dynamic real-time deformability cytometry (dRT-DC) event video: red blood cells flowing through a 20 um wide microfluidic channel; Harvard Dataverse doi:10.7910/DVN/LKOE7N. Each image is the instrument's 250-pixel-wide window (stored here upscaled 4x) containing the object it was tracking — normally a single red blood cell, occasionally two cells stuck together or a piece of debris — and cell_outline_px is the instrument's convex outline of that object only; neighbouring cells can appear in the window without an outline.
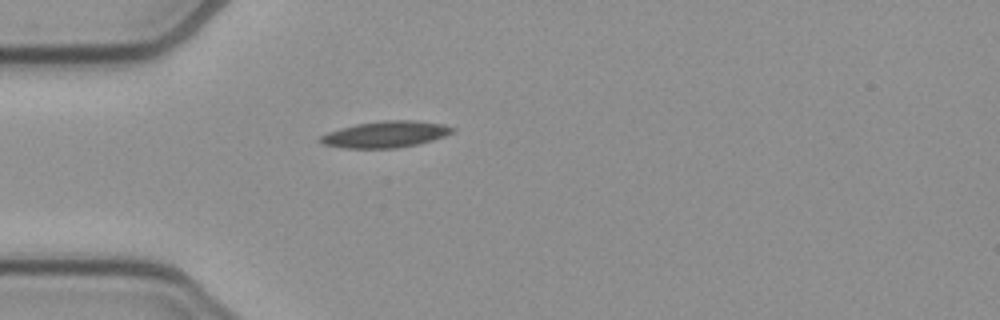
{"species": "common noctule bat (a hibernating species)", "species_latin": "Nyctalus noctula", "temperature_condition": "cold", "stored_images_in_passage": 39, "camera_frame_rate_fps": 3000, "um_per_image_px": 0.085, "animal": {"sex": "female", "body_mass_g": 21.9}, "frame": {"image": 1, "passage_image": 1, "time_ms": 0.0, "image_size_px": [1000, 320], "cell_outline_px": [[456, 128], [452, 132], [444, 136], [432, 140], [416, 144], [396, 148], [344, 148], [324, 144], [316, 140], [320, 136], [328, 132], [340, 128], [356, 124], [384, 120], [416, 120], [444, 124]], "centroid_in_image_um": [32.76, 11.41], "position_along_channel_um": 52.2, "area_um2": 20.29}}
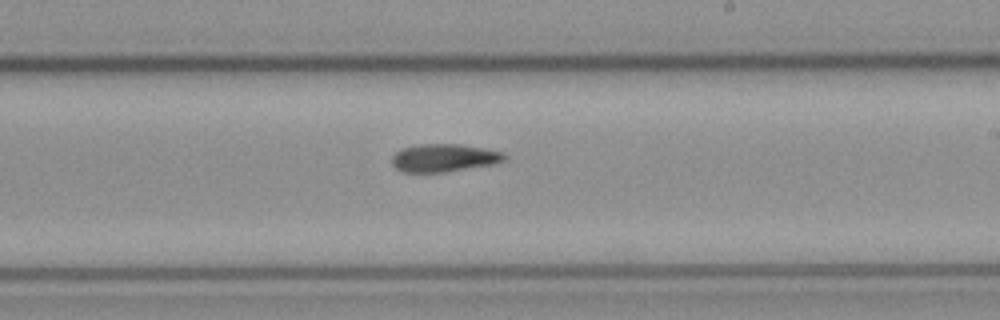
{"frame": {"image": 2, "passage_image": 17, "time_ms": 5.333, "image_size_px": [1000, 320], "cell_outline_px": [[508, 160], [496, 164], [444, 172], [400, 172], [392, 164], [392, 156], [396, 152], [404, 148], [420, 144], [460, 144], [484, 148], [504, 152], [508, 156]], "centroid_in_image_um": [37.8, 13.42], "position_along_channel_um": 251.2, "area_um2": 18.5}}
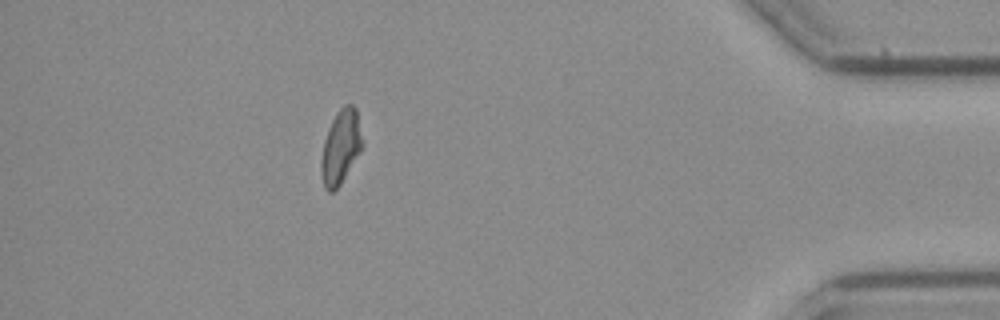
{"frame": {"image": 3, "passage_image": 33, "time_ms": 10.667, "image_size_px": [1000, 320], "cell_outline_px": [[364, 144], [360, 152], [340, 184], [332, 192], [328, 192], [324, 188], [320, 172], [320, 160], [324, 140], [328, 128], [336, 112], [344, 104], [352, 104], [356, 108]], "centroid_in_image_um": [28.95, 12.48], "position_along_channel_um": 406.3, "area_um2": 17.92}, "authors_computed_cell_mechanics": {"area_um2": 18.3804, "velocity_mm_per_s": 3.8798, "shape_relaxation_time_tau1_ms": 6.6949, "shape_relaxation_time_tau2_ms": null, "deformation_change_tau1": 0.1418, "deformation_change_tau2": null}}